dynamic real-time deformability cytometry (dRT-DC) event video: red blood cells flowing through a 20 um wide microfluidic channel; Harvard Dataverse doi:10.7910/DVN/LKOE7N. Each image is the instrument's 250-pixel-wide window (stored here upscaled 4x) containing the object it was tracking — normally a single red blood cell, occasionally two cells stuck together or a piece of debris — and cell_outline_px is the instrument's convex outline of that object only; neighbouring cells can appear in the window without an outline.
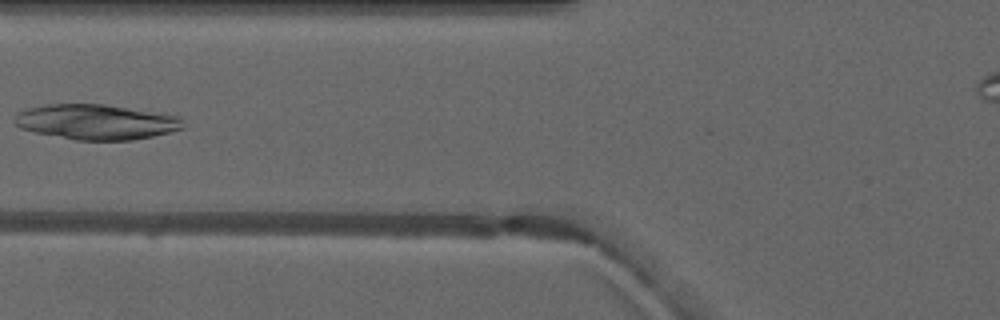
{"species": "common noctule bat (a hibernating species)", "species_latin": "Nyctalus noctula", "temperature_condition": "warm", "stored_images_in_passage": 4, "camera_frame_rate_fps": 3000, "um_per_image_px": 0.085, "animal": {"sex": "male", "forearm_length_mm": 52.5}, "frame": {"image": 1, "passage_image": 4, "time_ms": 3.667, "image_size_px": [1000, 320], "cell_outline_px": [[184, 128], [152, 136], [132, 140], [76, 140], [32, 132], [20, 128], [12, 120], [20, 112], [28, 108], [44, 104], [104, 104], [180, 116]], "centroid_in_image_um": [8.14, 10.36], "position_along_channel_um": 117.7, "area_um2": 34.45}}